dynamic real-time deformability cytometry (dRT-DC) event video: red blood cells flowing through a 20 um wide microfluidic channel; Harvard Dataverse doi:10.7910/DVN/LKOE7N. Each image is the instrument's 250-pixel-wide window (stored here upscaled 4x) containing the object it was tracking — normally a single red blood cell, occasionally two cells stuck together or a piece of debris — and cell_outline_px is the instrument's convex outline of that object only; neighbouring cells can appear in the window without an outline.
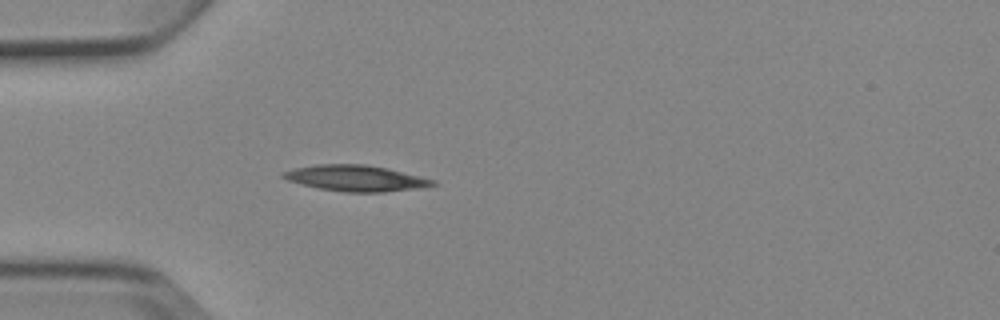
{"species": "Egyptian fruit bat (a non-hibernating species)", "species_latin": "Rousettus aegyptiacus", "temperature_condition": "cold", "stored_images_in_passage": 3, "camera_frame_rate_fps": 3000, "um_per_image_px": 0.085, "animal": {"sex": "female"}, "frame": {"image": 1, "passage_image": 3, "time_ms": 3.0, "image_size_px": [1000, 320], "cell_outline_px": [[436, 184], [424, 188], [384, 192], [344, 192], [320, 188], [288, 180], [280, 176], [280, 172], [296, 168], [316, 164], [364, 164], [384, 168], [420, 176], [436, 180]], "centroid_in_image_um": [30.26, 15.15], "position_along_channel_um": 54.7, "area_um2": 22.48}}